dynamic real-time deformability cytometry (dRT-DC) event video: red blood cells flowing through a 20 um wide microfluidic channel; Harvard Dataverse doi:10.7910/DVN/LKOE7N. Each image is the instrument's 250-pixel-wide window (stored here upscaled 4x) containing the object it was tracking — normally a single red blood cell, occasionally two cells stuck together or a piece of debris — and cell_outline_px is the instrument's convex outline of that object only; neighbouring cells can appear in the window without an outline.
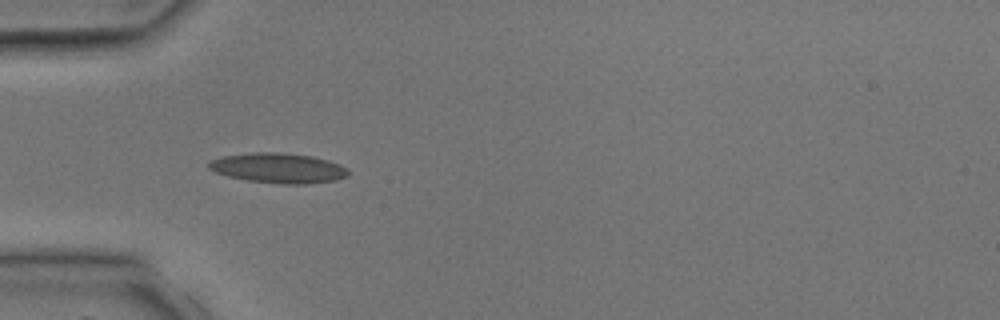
{"species": "common noctule bat (a hibernating species)", "species_latin": "Nyctalus noctula", "temperature_condition": "room temperature", "stored_images_in_passage": 4, "camera_frame_rate_fps": 3000, "um_per_image_px": 0.085, "animal": {"sex": "male", "body_mass_g": 17.9, "forearm_length_mm": 54.2}, "frame": {"image": 1, "passage_image": 4, "time_ms": 3.667, "image_size_px": [1000, 320], "cell_outline_px": [[348, 176], [336, 180], [308, 184], [280, 184], [248, 180], [228, 176], [216, 172], [208, 168], [208, 164], [212, 160], [224, 156], [256, 152], [280, 152], [312, 156], [328, 160], [340, 164], [348, 168]], "centroid_in_image_um": [23.71, 14.29], "position_along_channel_um": 61.3, "area_um2": 24.33}}